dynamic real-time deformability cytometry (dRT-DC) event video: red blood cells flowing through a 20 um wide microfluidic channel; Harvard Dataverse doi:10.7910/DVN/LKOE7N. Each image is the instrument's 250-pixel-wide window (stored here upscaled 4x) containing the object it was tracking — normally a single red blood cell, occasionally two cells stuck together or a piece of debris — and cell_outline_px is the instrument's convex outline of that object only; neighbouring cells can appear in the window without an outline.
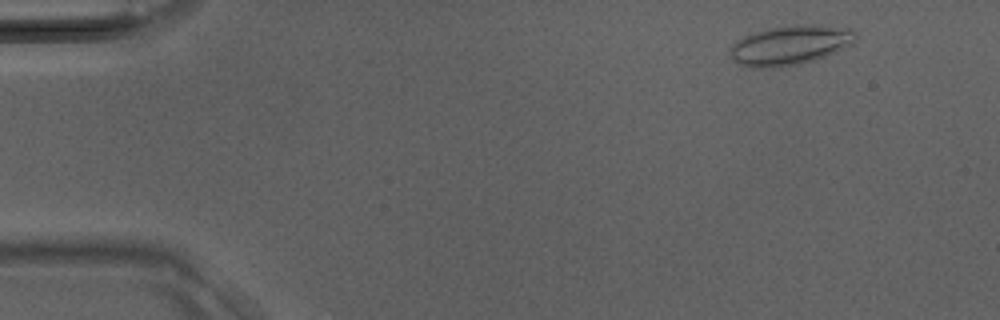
{"species": "Egyptian fruit bat (a non-hibernating species)", "species_latin": "Rousettus aegyptiacus", "temperature_condition": "room temperature", "stored_images_in_passage": 40, "camera_frame_rate_fps": 3000, "um_per_image_px": 0.085, "animal": {"sex": "male"}, "frame": {"image": 1, "passage_image": 4, "time_ms": 1.0, "image_size_px": [1000, 320], "cell_outline_px": [[856, 40], [852, 44], [836, 52], [816, 60], [800, 64], [780, 68], [752, 68], [736, 64], [732, 60], [732, 44], [736, 40], [744, 36], [768, 28], [792, 24], [816, 24], [852, 28], [856, 32]], "centroid_in_image_um": [67.19, 3.84], "position_along_channel_um": 17.8, "area_um2": 29.48}}
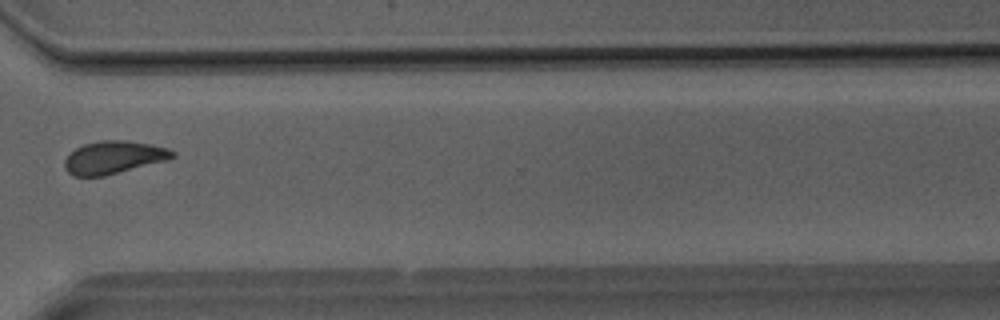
{"frame": {"image": 2, "passage_image": 30, "time_ms": 9.667, "image_size_px": [1000, 320], "cell_outline_px": [[176, 156], [168, 160], [104, 176], [72, 176], [64, 168], [64, 160], [76, 148], [84, 144], [100, 140], [124, 140], [152, 144], [168, 148], [176, 152]], "centroid_in_image_um": [9.68, 13.38], "position_along_channel_um": 360.9, "area_um2": 20.69}}
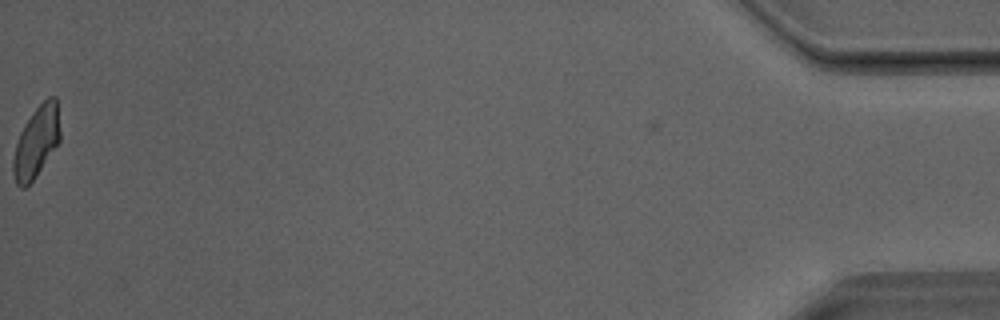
{"frame": {"image": 3, "passage_image": 40, "time_ms": 13.0, "image_size_px": [1000, 320], "cell_outline_px": [[60, 140], [36, 176], [24, 188], [20, 188], [16, 184], [12, 172], [12, 160], [16, 144], [20, 132], [24, 124], [32, 112], [48, 96], [56, 96], [60, 132]], "centroid_in_image_um": [3.07, 12.06], "position_along_channel_um": 432.1, "area_um2": 19.36}}